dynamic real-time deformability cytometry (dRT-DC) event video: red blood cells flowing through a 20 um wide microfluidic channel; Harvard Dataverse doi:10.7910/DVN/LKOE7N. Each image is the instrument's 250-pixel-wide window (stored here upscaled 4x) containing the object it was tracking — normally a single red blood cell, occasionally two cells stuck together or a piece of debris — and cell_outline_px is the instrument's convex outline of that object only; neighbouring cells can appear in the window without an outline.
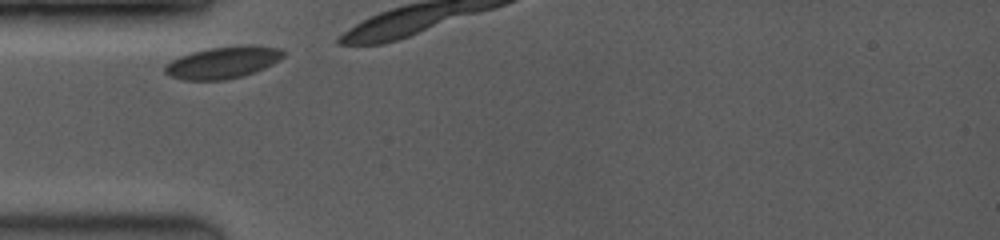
{"species": "common noctule bat (a hibernating species)", "species_latin": "Nyctalus noctula", "temperature_condition": "room temperature", "stored_images_in_passage": 3, "camera_frame_rate_fps": 3500, "um_per_image_px": 0.085, "animal": {"sex": "female", "body_mass_g": 19.0, "forearm_length_mm": 53.3}, "frame": {"image": 1, "passage_image": 1, "time_ms": 0.0, "image_size_px": [1000, 240], "cell_outline_px": [[284, 56], [280, 60], [264, 68], [244, 76], [224, 80], [184, 80], [172, 76], [164, 72], [164, 64], [180, 56], [192, 52], [208, 48], [240, 44], [256, 44], [280, 48], [284, 52]], "centroid_in_image_um": [18.98, 5.29], "position_along_channel_um": 66.0, "area_um2": 22.37}}